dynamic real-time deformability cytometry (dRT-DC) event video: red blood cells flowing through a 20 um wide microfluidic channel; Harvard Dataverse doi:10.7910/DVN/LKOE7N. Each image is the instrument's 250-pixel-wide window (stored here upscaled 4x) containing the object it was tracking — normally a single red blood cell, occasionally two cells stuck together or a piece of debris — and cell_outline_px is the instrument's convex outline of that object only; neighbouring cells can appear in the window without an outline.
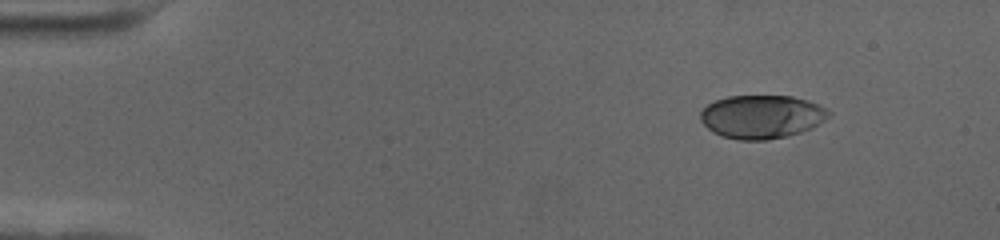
{"species": "human", "species_latin": "Homo sapiens", "temperature_condition": "cold", "stored_images_in_passage": 61, "camera_frame_rate_fps": 3000, "um_per_image_px": 0.085, "donor": {"sex": "female"}, "frame": {"image": 1, "passage_image": 9, "time_ms": 2.667, "image_size_px": [1000, 240], "cell_outline_px": [[808, 104], [788, 132], [780, 136], [728, 136], [716, 132], [704, 120], [704, 108], [720, 100], [736, 96], [788, 96], [800, 100]], "centroid_in_image_um": [64.1, 9.81], "position_along_channel_um": 20.9, "area_um2": 24.62}}
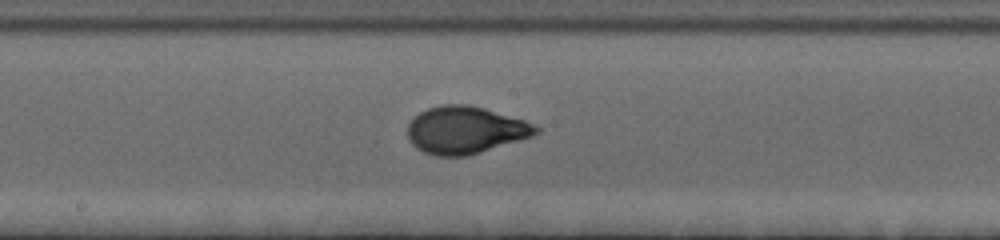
{"frame": {"image": 2, "passage_image": 34, "time_ms": 11.0, "image_size_px": [1000, 240], "cell_outline_px": [[536, 128], [532, 132], [524, 136], [472, 152], [432, 152], [416, 144], [412, 140], [412, 124], [424, 112], [436, 108], [476, 108], [520, 120]], "centroid_in_image_um": [39.55, 11.03], "position_along_channel_um": 208.7, "area_um2": 29.19}}
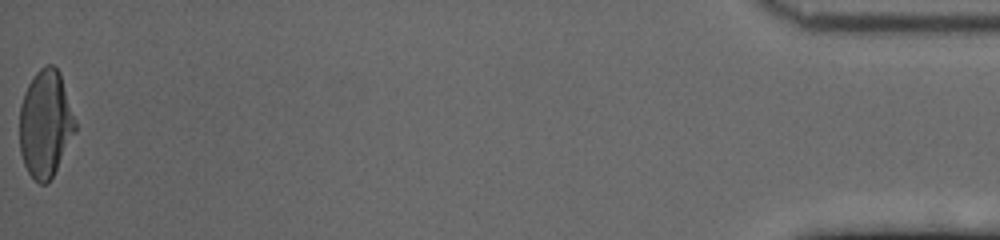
{"frame": {"image": 3, "passage_image": 61, "time_ms": 20.0, "image_size_px": [1000, 240], "cell_outline_px": [[76, 128], [52, 176], [44, 184], [36, 180], [32, 176], [24, 160], [20, 144], [20, 112], [24, 96], [32, 80], [44, 68], [56, 68], [60, 76]], "centroid_in_image_um": [3.84, 10.58], "position_along_channel_um": 431.4, "area_um2": 32.25}, "authors_computed_cell_mechanics": {"area_um2": 29.8826, "velocity_mm_per_s": 3.4787, "shape_relaxation_time_tau1_ms": 4.555, "shape_relaxation_time_tau2_ms": null, "deformation_change_tau1": 0.1876, "deformation_change_tau2": null}}